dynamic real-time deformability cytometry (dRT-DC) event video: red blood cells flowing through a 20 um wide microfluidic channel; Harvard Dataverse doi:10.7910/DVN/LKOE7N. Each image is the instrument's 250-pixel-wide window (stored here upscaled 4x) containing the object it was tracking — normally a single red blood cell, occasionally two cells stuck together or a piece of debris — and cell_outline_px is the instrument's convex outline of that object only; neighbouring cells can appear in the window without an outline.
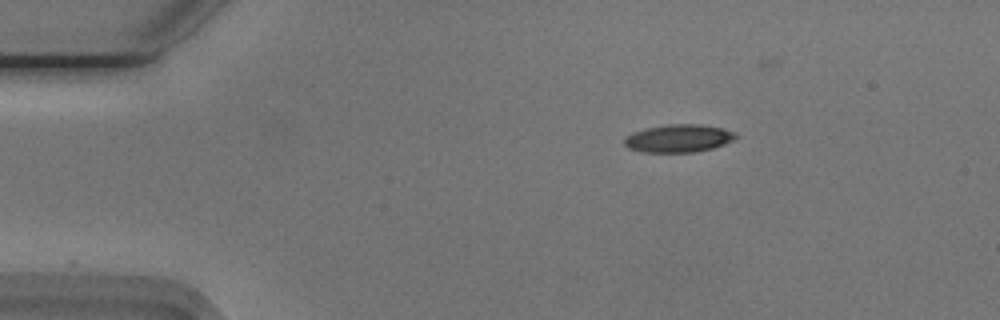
{"species": "Egyptian fruit bat (a non-hibernating species)", "species_latin": "Rousettus aegyptiacus", "temperature_condition": "cold", "stored_images_in_passage": 38, "camera_frame_rate_fps": 3000, "um_per_image_px": 0.085, "animal": {"sex": "male"}, "frame": {"image": 1, "passage_image": 1, "time_ms": 0.0, "image_size_px": [1000, 320], "cell_outline_px": [[736, 136], [732, 140], [724, 144], [712, 148], [696, 152], [640, 152], [628, 148], [624, 144], [624, 140], [632, 132], [648, 128], [668, 124], [700, 124], [724, 128], [736, 132]], "centroid_in_image_um": [57.68, 11.76], "position_along_channel_um": 27.3, "area_um2": 18.03}}
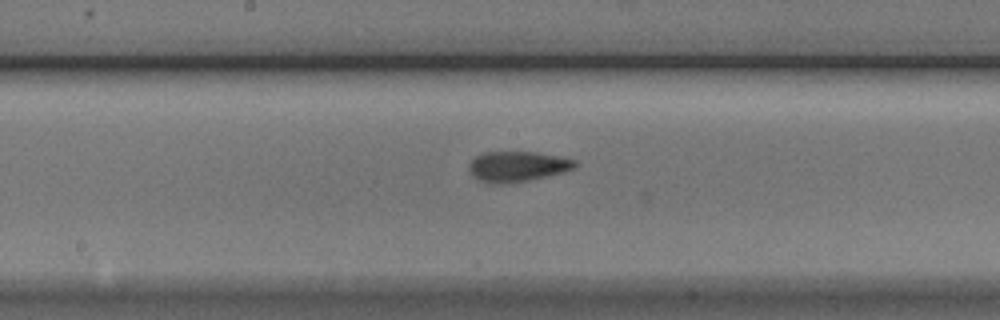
{"frame": {"image": 2, "passage_image": 20, "time_ms": 6.333, "image_size_px": [1000, 320], "cell_outline_px": [[580, 164], [576, 168], [564, 172], [548, 176], [528, 180], [500, 184], [488, 184], [472, 176], [468, 168], [468, 164], [476, 156], [484, 152], [536, 152], [576, 160]], "centroid_in_image_um": [43.99, 14.15], "position_along_channel_um": 204.2, "area_um2": 18.9}}
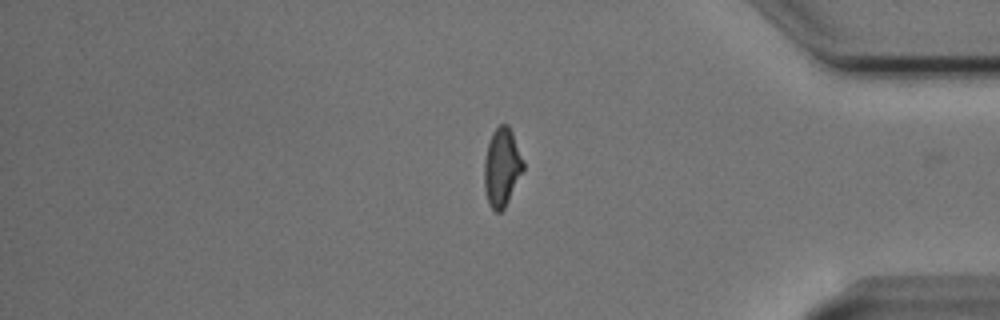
{"frame": {"image": 3, "passage_image": 37, "time_ms": 12.0, "image_size_px": [1000, 320], "cell_outline_px": [[524, 168], [504, 208], [500, 212], [496, 212], [488, 204], [484, 188], [484, 160], [488, 144], [496, 128], [500, 124], [508, 124], [512, 132], [524, 160]], "centroid_in_image_um": [42.65, 14.22], "position_along_channel_um": 392.5, "area_um2": 17.63}, "authors_computed_cell_mechanics": {"area_um2": 18.4382, "velocity_mm_per_s": 3.7771, "shape_relaxation_time_tau1_ms": 6.5891, "shape_relaxation_time_tau2_ms": 2.3045, "deformation_change_tau1": 0.1557, "deformation_change_tau2": 0.0958}}